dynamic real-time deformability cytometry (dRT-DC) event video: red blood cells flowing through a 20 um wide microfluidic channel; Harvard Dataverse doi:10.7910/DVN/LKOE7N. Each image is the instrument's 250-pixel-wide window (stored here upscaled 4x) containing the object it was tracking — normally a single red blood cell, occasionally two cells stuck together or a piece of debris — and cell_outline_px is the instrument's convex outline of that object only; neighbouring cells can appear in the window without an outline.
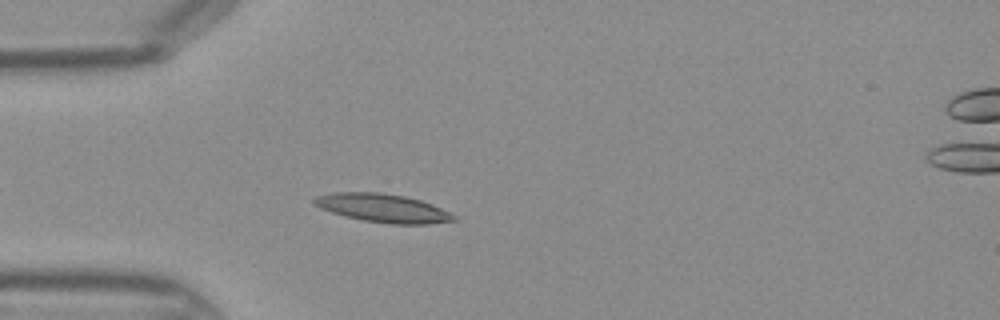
{"species": "Egyptian fruit bat (a non-hibernating species)", "species_latin": "Rousettus aegyptiacus", "temperature_condition": "warm", "stored_images_in_passage": 34, "camera_frame_rate_fps": 3000, "um_per_image_px": 0.085, "frame": {"image": 1, "passage_image": 5, "time_ms": 1.333, "image_size_px": [1000, 320], "cell_outline_px": [[456, 220], [428, 224], [392, 224], [364, 220], [344, 216], [320, 208], [312, 204], [312, 200], [316, 196], [332, 192], [380, 192], [404, 196], [420, 200], [432, 204], [456, 216]], "centroid_in_image_um": [32.5, 17.68], "position_along_channel_um": 52.5, "area_um2": 23.06}}
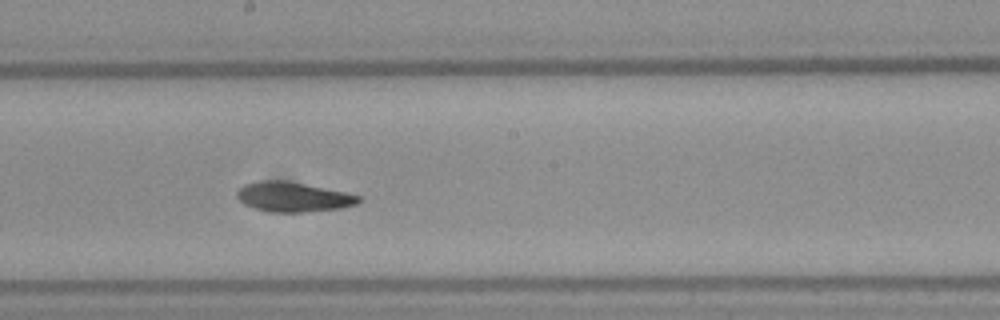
{"frame": {"image": 2, "passage_image": 17, "time_ms": 5.333, "image_size_px": [1000, 320], "cell_outline_px": [[364, 200], [356, 204], [344, 208], [304, 212], [272, 212], [256, 208], [244, 204], [236, 196], [236, 192], [244, 184], [264, 180], [280, 180], [304, 184], [348, 192], [364, 196]], "centroid_in_image_um": [25.0, 16.74], "position_along_channel_um": 223.2, "area_um2": 21.21}}
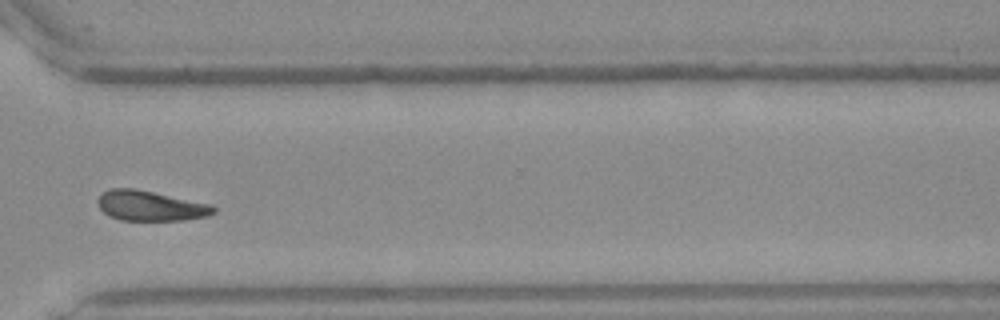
{"frame": {"image": 3, "passage_image": 26, "time_ms": 8.333, "image_size_px": [1000, 320], "cell_outline_px": [[216, 212], [208, 216], [184, 220], [120, 220], [108, 216], [96, 204], [96, 200], [104, 192], [112, 188], [132, 188], [212, 204], [216, 208]], "centroid_in_image_um": [12.79, 17.5], "position_along_channel_um": 357.8, "area_um2": 20.29}}